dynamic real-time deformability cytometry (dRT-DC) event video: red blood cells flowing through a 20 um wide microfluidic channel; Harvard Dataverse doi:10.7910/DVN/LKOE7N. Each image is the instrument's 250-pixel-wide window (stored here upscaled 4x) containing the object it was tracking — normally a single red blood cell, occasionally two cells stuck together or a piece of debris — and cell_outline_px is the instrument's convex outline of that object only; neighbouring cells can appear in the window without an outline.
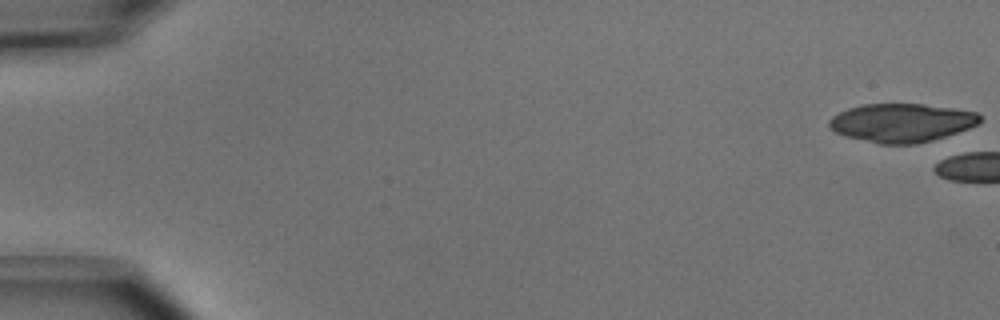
{"species": "common noctule bat (a hibernating species)", "species_latin": "Nyctalus noctula", "temperature_condition": "cold", "stored_images_in_passage": 9, "camera_frame_rate_fps": 3000, "um_per_image_px": 0.085, "animal": {"sex": "male", "body_mass_g": 15.6}, "frame": {"image": 1, "passage_image": 1, "time_ms": 0.0, "image_size_px": [1000, 320], "cell_outline_px": [[980, 120], [976, 124], [968, 128], [932, 140], [916, 144], [880, 144], [848, 136], [836, 132], [828, 124], [828, 120], [832, 116], [848, 108], [864, 104], [924, 104], [952, 108], [976, 112], [980, 116]], "centroid_in_image_um": [76.62, 10.42], "position_along_channel_um": 8.4, "area_um2": 33.41}}